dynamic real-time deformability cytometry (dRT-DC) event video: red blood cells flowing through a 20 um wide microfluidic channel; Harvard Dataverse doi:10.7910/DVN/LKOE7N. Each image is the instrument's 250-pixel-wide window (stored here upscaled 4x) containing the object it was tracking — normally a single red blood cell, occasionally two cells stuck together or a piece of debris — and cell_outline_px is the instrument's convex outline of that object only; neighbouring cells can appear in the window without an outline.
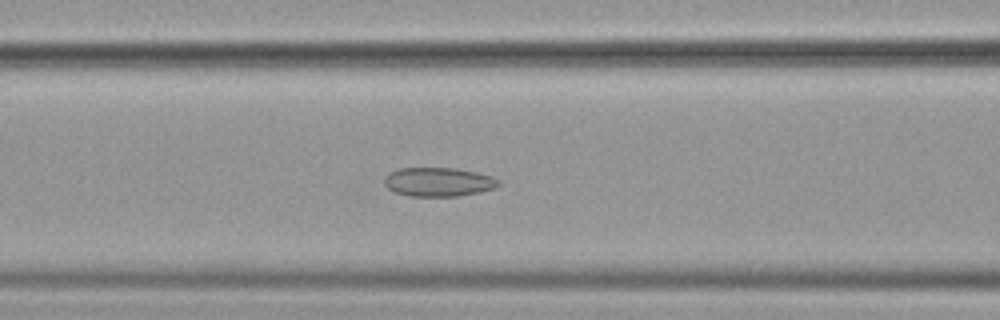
{"species": "common noctule bat (a hibernating species)", "species_latin": "Nyctalus noctula", "temperature_condition": "cold", "stored_images_in_passage": 56, "camera_frame_rate_fps": 3000, "um_per_image_px": 0.085, "animal": {"sex": "female", "body_mass_g": 19.9}, "frame": {"image": 1, "passage_image": 24, "time_ms": 7.667, "image_size_px": [1000, 320], "cell_outline_px": [[500, 184], [496, 188], [480, 192], [456, 196], [408, 196], [392, 192], [384, 184], [384, 176], [388, 172], [400, 168], [456, 168], [476, 172], [492, 176], [500, 180]], "centroid_in_image_um": [37.25, 15.46], "position_along_channel_um": 129.4, "area_um2": 19.54}}
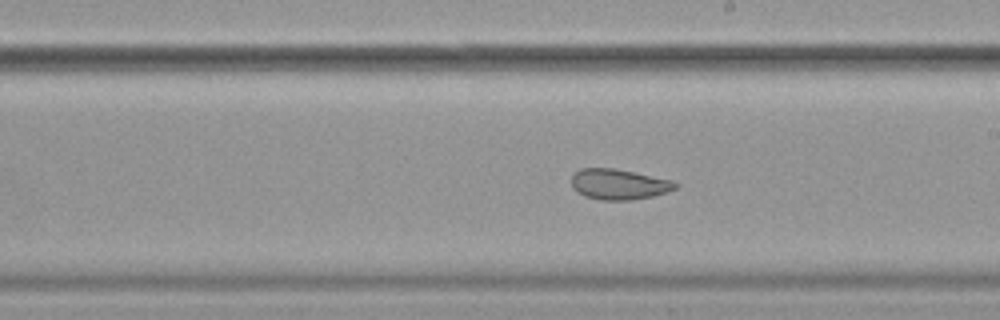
{"frame": {"image": 2, "passage_image": 33, "time_ms": 10.667, "image_size_px": [1000, 320], "cell_outline_px": [[680, 184], [676, 188], [668, 192], [652, 196], [632, 200], [600, 200], [584, 196], [576, 192], [572, 188], [572, 172], [580, 168], [612, 168], [672, 180]], "centroid_in_image_um": [52.57, 15.67], "position_along_channel_um": 236.4, "area_um2": 18.61}}
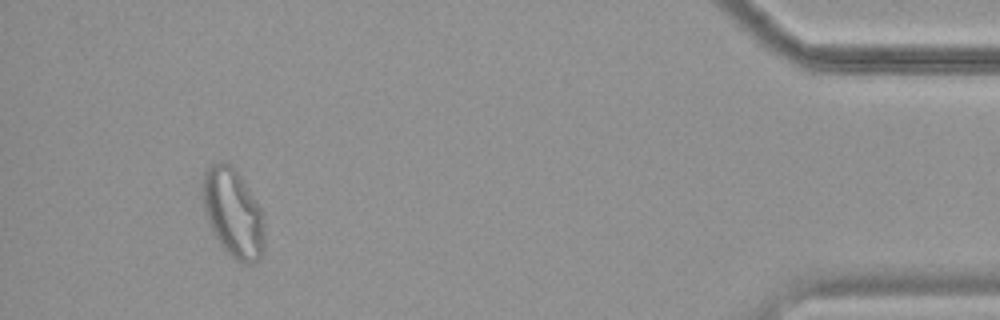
{"frame": {"image": 3, "passage_image": 53, "time_ms": 17.333, "image_size_px": [1000, 320], "cell_outline_px": [[264, 252], [256, 260], [248, 264], [244, 264], [236, 260], [220, 244], [208, 220], [204, 208], [204, 172], [212, 160], [224, 160], [236, 172], [260, 208], [264, 216]], "centroid_in_image_um": [19.83, 18.1], "position_along_channel_um": 415.4, "area_um2": 31.21}, "authors_computed_cell_mechanics": {"area_um2": 23.5824, "velocity_mm_per_s": 3.5804, "shape_relaxation_time_tau1_ms": null, "shape_relaxation_time_tau2_ms": 2.2811, "deformation_change_tau1": null, "deformation_change_tau2": 0.071}}